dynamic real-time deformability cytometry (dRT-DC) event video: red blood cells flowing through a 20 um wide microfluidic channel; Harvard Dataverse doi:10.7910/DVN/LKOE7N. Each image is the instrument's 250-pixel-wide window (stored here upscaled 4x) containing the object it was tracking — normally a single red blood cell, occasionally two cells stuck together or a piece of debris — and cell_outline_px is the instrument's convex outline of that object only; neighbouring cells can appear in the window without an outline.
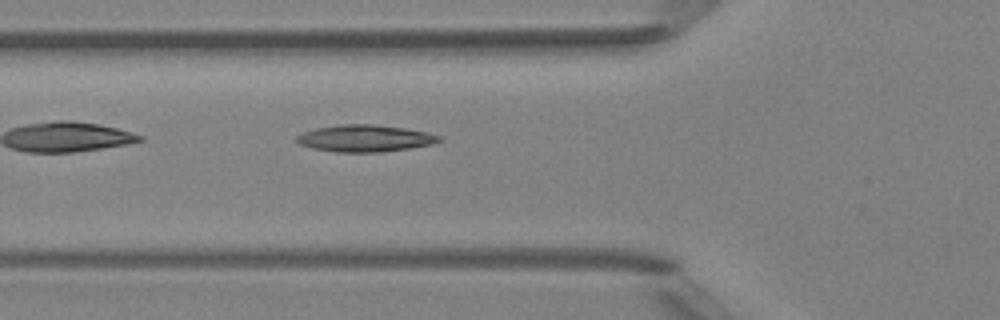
{"species": "Egyptian fruit bat (a non-hibernating species)", "species_latin": "Rousettus aegyptiacus", "temperature_condition": "room temperature", "stored_images_in_passage": 5, "camera_frame_rate_fps": 3000, "um_per_image_px": 0.085, "animal": {"sex": "female"}, "frame": {"image": 1, "passage_image": 5, "time_ms": 5.667, "image_size_px": [1000, 320], "cell_outline_px": [[444, 140], [432, 144], [408, 148], [380, 152], [336, 152], [312, 148], [300, 144], [296, 140], [296, 136], [304, 132], [316, 128], [340, 124], [372, 124], [404, 128], [428, 132], [444, 136]], "centroid_in_image_um": [31.07, 11.75], "position_along_channel_um": 94.7, "area_um2": 22.37}}